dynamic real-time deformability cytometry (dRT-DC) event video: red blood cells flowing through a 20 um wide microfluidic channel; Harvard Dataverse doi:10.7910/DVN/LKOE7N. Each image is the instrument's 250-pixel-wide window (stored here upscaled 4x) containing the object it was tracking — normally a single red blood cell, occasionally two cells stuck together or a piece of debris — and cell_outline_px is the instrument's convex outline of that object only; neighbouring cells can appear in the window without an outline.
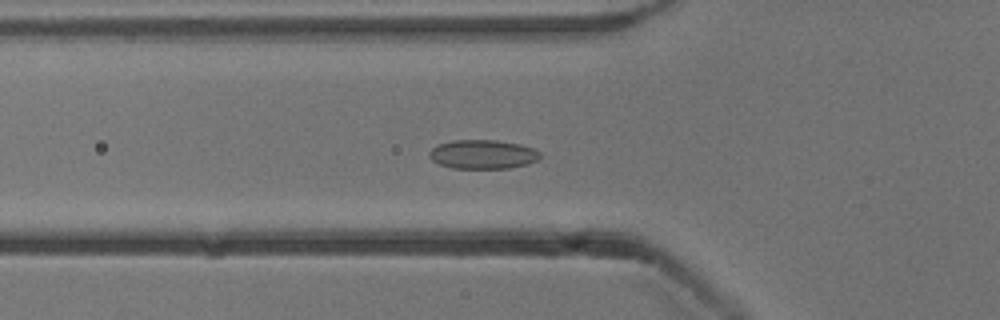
{"species": "common noctule bat (a hibernating species)", "species_latin": "Nyctalus noctula", "temperature_condition": "cold", "stored_images_in_passage": 53, "camera_frame_rate_fps": 3000, "um_per_image_px": 0.085, "animal": {"sex": "male", "body_mass_g": 13.3}, "frame": {"image": 1, "passage_image": 18, "time_ms": 5.667, "image_size_px": [1000, 320], "cell_outline_px": [[540, 156], [536, 160], [528, 164], [508, 168], [452, 168], [440, 164], [432, 160], [428, 156], [428, 152], [436, 144], [452, 140], [496, 140], [520, 144], [532, 148], [540, 152]], "centroid_in_image_um": [41.0, 13.11], "position_along_channel_um": 84.8, "area_um2": 18.79}}
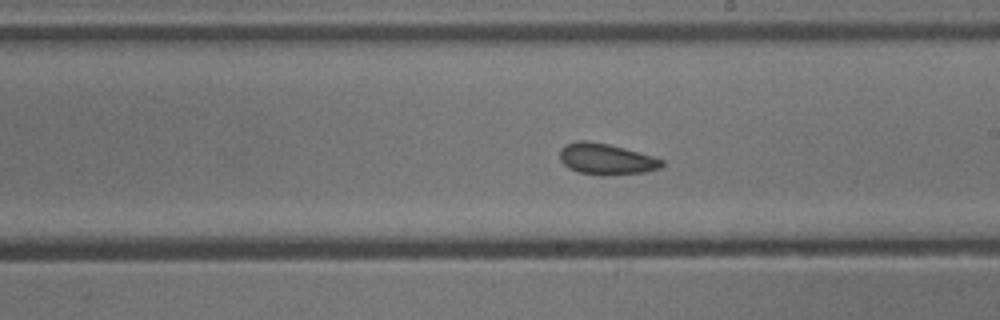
{"frame": {"image": 2, "passage_image": 30, "time_ms": 9.667, "image_size_px": [1000, 320], "cell_outline_px": [[664, 164], [660, 168], [644, 172], [604, 176], [600, 176], [580, 172], [568, 168], [560, 160], [560, 148], [564, 144], [576, 140], [588, 140], [608, 144], [624, 148], [652, 156], [664, 160]], "centroid_in_image_um": [51.49, 13.52], "position_along_channel_um": 237.5, "area_um2": 18.67}}
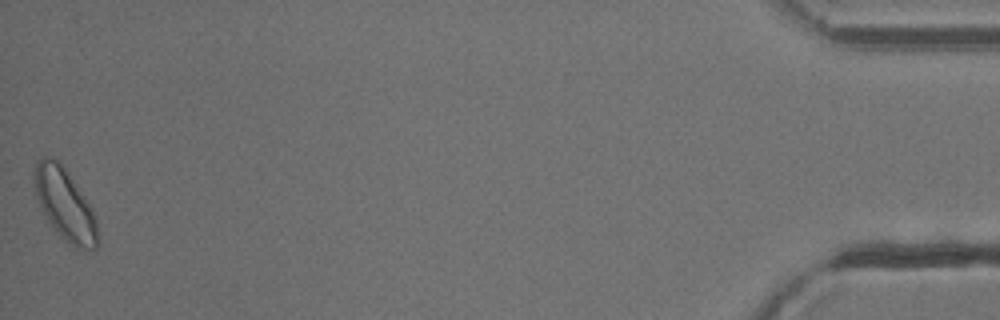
{"frame": {"image": 3, "passage_image": 53, "time_ms": 17.333, "image_size_px": [1000, 320], "cell_outline_px": [[100, 244], [92, 252], [76, 248], [60, 236], [48, 220], [36, 196], [32, 176], [36, 160], [44, 156], [56, 160], [68, 172], [92, 208], [96, 220]], "centroid_in_image_um": [5.54, 17.41], "position_along_channel_um": 429.7, "area_um2": 26.47}, "authors_computed_cell_mechanics": {"area_um2": 19.1318, "velocity_mm_per_s": 3.806, "shape_relaxation_time_tau1_ms": 5.7726, "shape_relaxation_time_tau2_ms": 1.5463, "deformation_change_tau1": 0.061, "deformation_change_tau2": 0.075}}